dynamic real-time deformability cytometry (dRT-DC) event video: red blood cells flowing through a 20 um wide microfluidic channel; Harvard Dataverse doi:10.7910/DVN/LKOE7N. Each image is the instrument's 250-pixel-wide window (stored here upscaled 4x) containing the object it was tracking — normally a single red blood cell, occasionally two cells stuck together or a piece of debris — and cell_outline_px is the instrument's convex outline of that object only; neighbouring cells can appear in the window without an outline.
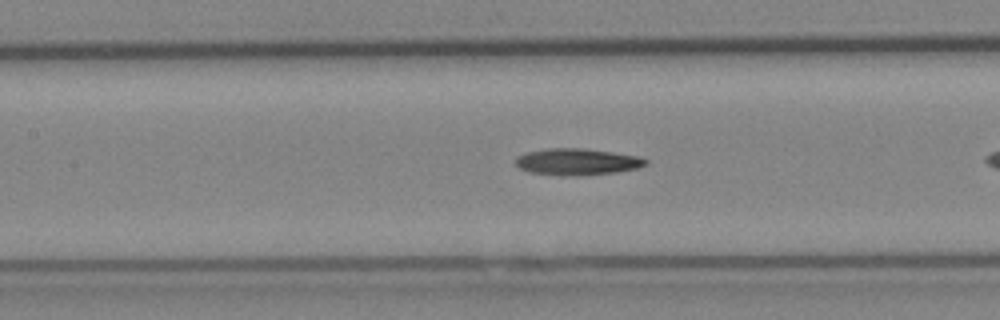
{"species": "Egyptian fruit bat (a non-hibernating species)", "species_latin": "Rousettus aegyptiacus", "temperature_condition": "cold", "stored_images_in_passage": 19, "camera_frame_rate_fps": 3000, "um_per_image_px": 0.085, "animal": {"sex": "female"}, "frame": {"image": 1, "passage_image": 9, "time_ms": 2.667, "image_size_px": [1000, 320], "cell_outline_px": [[648, 164], [640, 168], [616, 172], [576, 176], [564, 176], [528, 172], [520, 168], [516, 164], [516, 156], [528, 152], [548, 148], [584, 148], [640, 156], [648, 160]], "centroid_in_image_um": [49.09, 13.75], "position_along_channel_um": 158.3, "area_um2": 20.35}}